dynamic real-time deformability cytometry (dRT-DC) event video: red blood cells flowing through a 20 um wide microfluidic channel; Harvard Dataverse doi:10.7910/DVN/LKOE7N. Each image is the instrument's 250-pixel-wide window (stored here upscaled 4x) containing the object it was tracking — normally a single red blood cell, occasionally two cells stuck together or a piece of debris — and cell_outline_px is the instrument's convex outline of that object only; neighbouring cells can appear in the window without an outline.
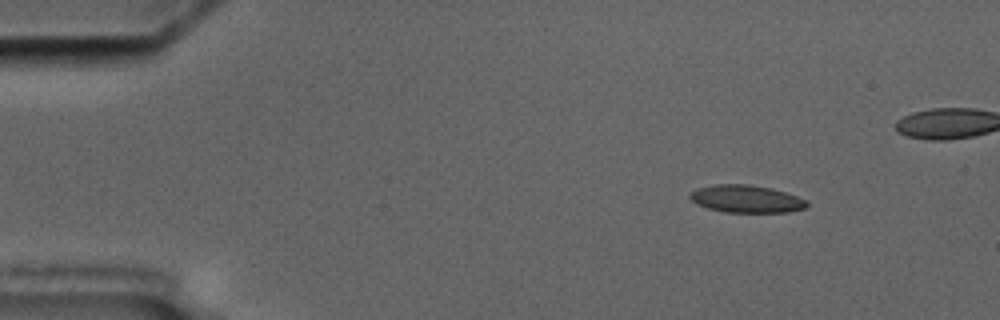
{"species": "common noctule bat (a hibernating species)", "species_latin": "Nyctalus noctula", "temperature_condition": "cold", "stored_images_in_passage": 5, "segment_of_instrument_passage": [2, 2], "camera_frame_rate_fps": 3000, "um_per_image_px": 0.085, "animal": {"sex": "male", "body_mass_g": 17.5, "forearm_length_mm": 52.3}, "frame": {"image": 1, "passage_image": 5, "time_ms": 6.667, "image_size_px": [1000, 320], "cell_outline_px": [[808, 204], [804, 208], [788, 212], [724, 212], [708, 208], [696, 204], [688, 196], [696, 188], [716, 184], [748, 184], [772, 188], [808, 200]], "centroid_in_image_um": [63.42, 16.9], "position_along_channel_um": 21.6, "area_um2": 18.73}}